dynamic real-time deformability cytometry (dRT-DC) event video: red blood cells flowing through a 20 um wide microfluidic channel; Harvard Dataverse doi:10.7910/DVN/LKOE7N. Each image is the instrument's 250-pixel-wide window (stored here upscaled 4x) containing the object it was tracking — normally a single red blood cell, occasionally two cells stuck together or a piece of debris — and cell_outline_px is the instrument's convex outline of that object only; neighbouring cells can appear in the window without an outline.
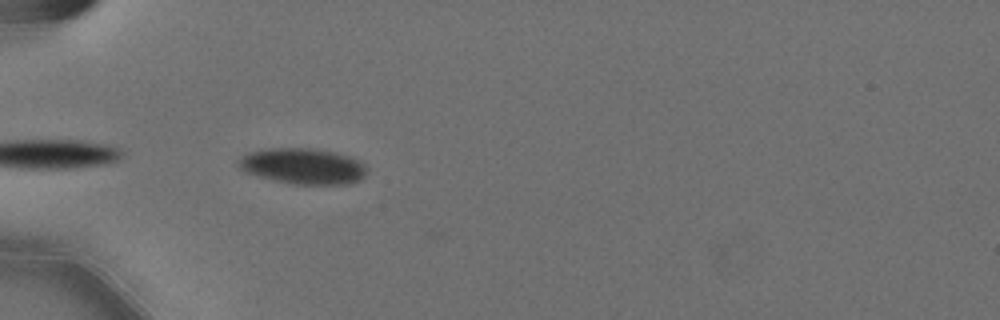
{"species": "Egyptian fruit bat (a non-hibernating species)", "species_latin": "Rousettus aegyptiacus", "temperature_condition": "cold", "stored_images_in_passage": 20, "camera_frame_rate_fps": 3000, "um_per_image_px": 0.085, "animal": {"sex": "female"}, "frame": {"image": 1, "passage_image": 1, "time_ms": 0.0, "image_size_px": [1000, 320], "cell_outline_px": [[368, 168], [364, 176], [360, 180], [348, 184], [292, 184], [272, 180], [256, 176], [244, 172], [236, 164], [236, 160], [240, 156], [248, 152], [268, 148], [308, 148], [336, 152], [360, 160]], "centroid_in_image_um": [25.71, 14.12], "position_along_channel_um": 59.3, "area_um2": 27.22}}
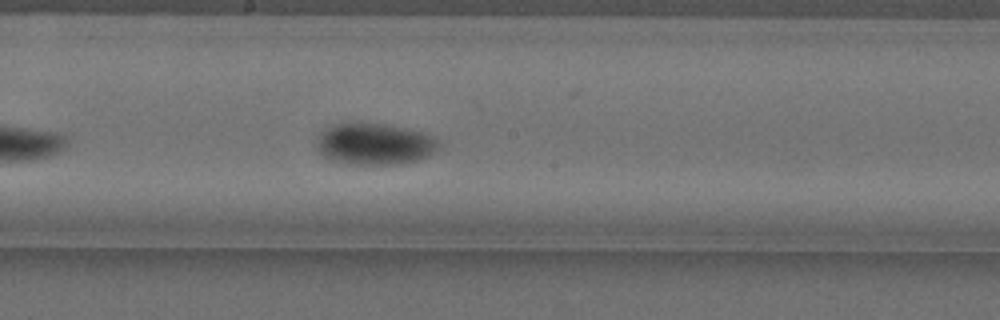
{"frame": {"image": 2, "passage_image": 15, "time_ms": 4.667, "image_size_px": [1000, 320], "cell_outline_px": [[440, 148], [436, 152], [420, 160], [400, 164], [348, 164], [328, 160], [316, 148], [316, 140], [320, 132], [324, 128], [336, 124], [360, 120], [384, 124], [420, 132], [432, 136], [440, 144]], "centroid_in_image_um": [31.79, 12.23], "position_along_channel_um": 216.4, "area_um2": 30.23}}